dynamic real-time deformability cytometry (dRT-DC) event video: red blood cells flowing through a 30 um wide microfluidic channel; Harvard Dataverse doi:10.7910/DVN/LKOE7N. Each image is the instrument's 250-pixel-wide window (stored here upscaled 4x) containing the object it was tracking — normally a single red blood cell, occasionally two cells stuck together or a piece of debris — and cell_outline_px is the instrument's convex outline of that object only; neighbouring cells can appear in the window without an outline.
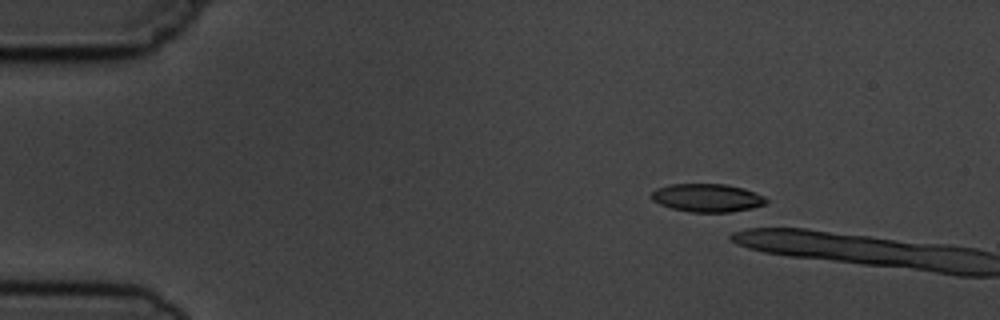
{"species": "common noctule bat (a hibernating species)", "species_latin": "Nyctalus noctula", "temperature_condition": "cold", "stored_images_in_passage": 6, "camera_frame_rate_fps": 3000, "um_per_image_px": 0.085, "animal": {"sex": "male", "body_mass_g": 19.5, "forearm_length_mm": 54.6}, "frame": {"image": 1, "passage_image": 3, "time_ms": 2.333, "image_size_px": [1000, 320], "cell_outline_px": [[768, 200], [764, 204], [752, 208], [732, 212], [692, 212], [672, 208], [660, 204], [652, 200], [648, 196], [656, 188], [668, 184], [724, 184], [744, 188], [756, 192], [764, 196]], "centroid_in_image_um": [60.09, 16.81], "position_along_channel_um": 24.9, "area_um2": 18.96}}